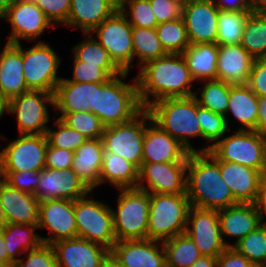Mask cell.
I'll list each match as a JSON object with an SVG mask.
<instances>
[{"mask_svg": "<svg viewBox=\"0 0 266 267\" xmlns=\"http://www.w3.org/2000/svg\"><path fill=\"white\" fill-rule=\"evenodd\" d=\"M0 138H4V139H6L5 136H3V135H1V134H0ZM0 147H1V146H0ZM0 169H1V151H0Z\"/></svg>", "mask_w": 266, "mask_h": 267, "instance_id": "67", "label": "cell"}, {"mask_svg": "<svg viewBox=\"0 0 266 267\" xmlns=\"http://www.w3.org/2000/svg\"><path fill=\"white\" fill-rule=\"evenodd\" d=\"M204 86L200 97H197L198 91H195L194 96L198 104L214 113L226 115L228 101L230 95V84L224 83L221 80H204Z\"/></svg>", "mask_w": 266, "mask_h": 267, "instance_id": "39", "label": "cell"}, {"mask_svg": "<svg viewBox=\"0 0 266 267\" xmlns=\"http://www.w3.org/2000/svg\"><path fill=\"white\" fill-rule=\"evenodd\" d=\"M258 205L266 214V164L259 171V198Z\"/></svg>", "mask_w": 266, "mask_h": 267, "instance_id": "56", "label": "cell"}, {"mask_svg": "<svg viewBox=\"0 0 266 267\" xmlns=\"http://www.w3.org/2000/svg\"><path fill=\"white\" fill-rule=\"evenodd\" d=\"M223 136L210 148L220 161L238 163L258 171L266 164V136L259 131L238 130Z\"/></svg>", "mask_w": 266, "mask_h": 267, "instance_id": "7", "label": "cell"}, {"mask_svg": "<svg viewBox=\"0 0 266 267\" xmlns=\"http://www.w3.org/2000/svg\"><path fill=\"white\" fill-rule=\"evenodd\" d=\"M198 121L201 126L202 138L210 143L207 147L199 149L198 152H208L217 141H219L226 132L231 129L227 125L224 115L214 113L209 109L203 108L198 104Z\"/></svg>", "mask_w": 266, "mask_h": 267, "instance_id": "43", "label": "cell"}, {"mask_svg": "<svg viewBox=\"0 0 266 267\" xmlns=\"http://www.w3.org/2000/svg\"><path fill=\"white\" fill-rule=\"evenodd\" d=\"M128 74L122 72L107 83H96L95 115L105 127L128 122L144 109L139 100L136 77L133 84L123 81Z\"/></svg>", "mask_w": 266, "mask_h": 267, "instance_id": "3", "label": "cell"}, {"mask_svg": "<svg viewBox=\"0 0 266 267\" xmlns=\"http://www.w3.org/2000/svg\"><path fill=\"white\" fill-rule=\"evenodd\" d=\"M187 162L142 163L137 188L148 193H186ZM147 184V185H146Z\"/></svg>", "mask_w": 266, "mask_h": 267, "instance_id": "14", "label": "cell"}, {"mask_svg": "<svg viewBox=\"0 0 266 267\" xmlns=\"http://www.w3.org/2000/svg\"><path fill=\"white\" fill-rule=\"evenodd\" d=\"M194 81L216 80L218 45L190 44L182 53Z\"/></svg>", "mask_w": 266, "mask_h": 267, "instance_id": "33", "label": "cell"}, {"mask_svg": "<svg viewBox=\"0 0 266 267\" xmlns=\"http://www.w3.org/2000/svg\"><path fill=\"white\" fill-rule=\"evenodd\" d=\"M83 35V41L72 48L73 58L86 64L98 65L100 68H119L91 33Z\"/></svg>", "mask_w": 266, "mask_h": 267, "instance_id": "41", "label": "cell"}, {"mask_svg": "<svg viewBox=\"0 0 266 267\" xmlns=\"http://www.w3.org/2000/svg\"><path fill=\"white\" fill-rule=\"evenodd\" d=\"M252 11L219 10L217 45L241 44L246 20Z\"/></svg>", "mask_w": 266, "mask_h": 267, "instance_id": "38", "label": "cell"}, {"mask_svg": "<svg viewBox=\"0 0 266 267\" xmlns=\"http://www.w3.org/2000/svg\"><path fill=\"white\" fill-rule=\"evenodd\" d=\"M51 246L58 267H101L110 256L105 246L81 237L62 239Z\"/></svg>", "mask_w": 266, "mask_h": 267, "instance_id": "21", "label": "cell"}, {"mask_svg": "<svg viewBox=\"0 0 266 267\" xmlns=\"http://www.w3.org/2000/svg\"><path fill=\"white\" fill-rule=\"evenodd\" d=\"M104 144L102 138L87 139L74 151L71 169L93 191L100 185Z\"/></svg>", "mask_w": 266, "mask_h": 267, "instance_id": "30", "label": "cell"}, {"mask_svg": "<svg viewBox=\"0 0 266 267\" xmlns=\"http://www.w3.org/2000/svg\"><path fill=\"white\" fill-rule=\"evenodd\" d=\"M117 9L119 3L116 0H71L64 26L79 27L82 33H91Z\"/></svg>", "mask_w": 266, "mask_h": 267, "instance_id": "29", "label": "cell"}, {"mask_svg": "<svg viewBox=\"0 0 266 267\" xmlns=\"http://www.w3.org/2000/svg\"><path fill=\"white\" fill-rule=\"evenodd\" d=\"M48 229L49 237L41 236L42 242L52 245L62 239L78 237L74 214V201L48 199L39 204L38 229Z\"/></svg>", "mask_w": 266, "mask_h": 267, "instance_id": "15", "label": "cell"}, {"mask_svg": "<svg viewBox=\"0 0 266 267\" xmlns=\"http://www.w3.org/2000/svg\"><path fill=\"white\" fill-rule=\"evenodd\" d=\"M251 7L254 12L266 15V0H251Z\"/></svg>", "mask_w": 266, "mask_h": 267, "instance_id": "60", "label": "cell"}, {"mask_svg": "<svg viewBox=\"0 0 266 267\" xmlns=\"http://www.w3.org/2000/svg\"><path fill=\"white\" fill-rule=\"evenodd\" d=\"M7 247L5 246V241L3 237L2 229H0V261L11 264L13 267L15 263L9 258Z\"/></svg>", "mask_w": 266, "mask_h": 267, "instance_id": "59", "label": "cell"}, {"mask_svg": "<svg viewBox=\"0 0 266 267\" xmlns=\"http://www.w3.org/2000/svg\"><path fill=\"white\" fill-rule=\"evenodd\" d=\"M58 118L68 127L76 130L87 139L102 138L105 126L91 111L61 113Z\"/></svg>", "mask_w": 266, "mask_h": 267, "instance_id": "44", "label": "cell"}, {"mask_svg": "<svg viewBox=\"0 0 266 267\" xmlns=\"http://www.w3.org/2000/svg\"><path fill=\"white\" fill-rule=\"evenodd\" d=\"M157 23H164L182 17L181 0H149Z\"/></svg>", "mask_w": 266, "mask_h": 267, "instance_id": "51", "label": "cell"}, {"mask_svg": "<svg viewBox=\"0 0 266 267\" xmlns=\"http://www.w3.org/2000/svg\"><path fill=\"white\" fill-rule=\"evenodd\" d=\"M8 112V100L0 95V119Z\"/></svg>", "mask_w": 266, "mask_h": 267, "instance_id": "62", "label": "cell"}, {"mask_svg": "<svg viewBox=\"0 0 266 267\" xmlns=\"http://www.w3.org/2000/svg\"><path fill=\"white\" fill-rule=\"evenodd\" d=\"M0 178L20 191L34 194L40 181V171H0Z\"/></svg>", "mask_w": 266, "mask_h": 267, "instance_id": "49", "label": "cell"}, {"mask_svg": "<svg viewBox=\"0 0 266 267\" xmlns=\"http://www.w3.org/2000/svg\"><path fill=\"white\" fill-rule=\"evenodd\" d=\"M74 200V214L78 237L99 243L109 250L117 242L113 230L112 211L109 205L89 196Z\"/></svg>", "mask_w": 266, "mask_h": 267, "instance_id": "8", "label": "cell"}, {"mask_svg": "<svg viewBox=\"0 0 266 267\" xmlns=\"http://www.w3.org/2000/svg\"><path fill=\"white\" fill-rule=\"evenodd\" d=\"M117 190L120 191L117 210L111 209L117 242L147 239L150 193L138 188Z\"/></svg>", "mask_w": 266, "mask_h": 267, "instance_id": "6", "label": "cell"}, {"mask_svg": "<svg viewBox=\"0 0 266 267\" xmlns=\"http://www.w3.org/2000/svg\"><path fill=\"white\" fill-rule=\"evenodd\" d=\"M259 97L246 85H230L228 108L226 110V121L228 114H232L242 127L238 130L257 131Z\"/></svg>", "mask_w": 266, "mask_h": 267, "instance_id": "31", "label": "cell"}, {"mask_svg": "<svg viewBox=\"0 0 266 267\" xmlns=\"http://www.w3.org/2000/svg\"><path fill=\"white\" fill-rule=\"evenodd\" d=\"M151 121L150 113L144 108L128 122L105 127L102 135L104 148L122 156L140 169L146 126Z\"/></svg>", "mask_w": 266, "mask_h": 267, "instance_id": "9", "label": "cell"}, {"mask_svg": "<svg viewBox=\"0 0 266 267\" xmlns=\"http://www.w3.org/2000/svg\"><path fill=\"white\" fill-rule=\"evenodd\" d=\"M202 255L218 257L227 246L221 236L219 214L216 210L190 207L186 231Z\"/></svg>", "mask_w": 266, "mask_h": 267, "instance_id": "16", "label": "cell"}, {"mask_svg": "<svg viewBox=\"0 0 266 267\" xmlns=\"http://www.w3.org/2000/svg\"><path fill=\"white\" fill-rule=\"evenodd\" d=\"M74 152L67 149L52 147L48 144L45 157V168L69 169L72 166Z\"/></svg>", "mask_w": 266, "mask_h": 267, "instance_id": "52", "label": "cell"}, {"mask_svg": "<svg viewBox=\"0 0 266 267\" xmlns=\"http://www.w3.org/2000/svg\"><path fill=\"white\" fill-rule=\"evenodd\" d=\"M38 224L7 223L3 229V237L9 258L16 263L20 256L30 250L36 249L43 242L41 235L35 233Z\"/></svg>", "mask_w": 266, "mask_h": 267, "instance_id": "34", "label": "cell"}, {"mask_svg": "<svg viewBox=\"0 0 266 267\" xmlns=\"http://www.w3.org/2000/svg\"><path fill=\"white\" fill-rule=\"evenodd\" d=\"M110 256L122 267H166L162 241L148 238L118 241Z\"/></svg>", "mask_w": 266, "mask_h": 267, "instance_id": "19", "label": "cell"}, {"mask_svg": "<svg viewBox=\"0 0 266 267\" xmlns=\"http://www.w3.org/2000/svg\"><path fill=\"white\" fill-rule=\"evenodd\" d=\"M241 46L254 58H266V15L252 11L244 27Z\"/></svg>", "mask_w": 266, "mask_h": 267, "instance_id": "37", "label": "cell"}, {"mask_svg": "<svg viewBox=\"0 0 266 267\" xmlns=\"http://www.w3.org/2000/svg\"><path fill=\"white\" fill-rule=\"evenodd\" d=\"M7 224L6 218L4 216V212L0 203V229H3V227Z\"/></svg>", "mask_w": 266, "mask_h": 267, "instance_id": "64", "label": "cell"}, {"mask_svg": "<svg viewBox=\"0 0 266 267\" xmlns=\"http://www.w3.org/2000/svg\"><path fill=\"white\" fill-rule=\"evenodd\" d=\"M54 107V93L29 90L8 101V113L15 114L19 134H46L50 120L48 105Z\"/></svg>", "mask_w": 266, "mask_h": 267, "instance_id": "12", "label": "cell"}, {"mask_svg": "<svg viewBox=\"0 0 266 267\" xmlns=\"http://www.w3.org/2000/svg\"><path fill=\"white\" fill-rule=\"evenodd\" d=\"M11 4V0H0V19L4 18Z\"/></svg>", "mask_w": 266, "mask_h": 267, "instance_id": "61", "label": "cell"}, {"mask_svg": "<svg viewBox=\"0 0 266 267\" xmlns=\"http://www.w3.org/2000/svg\"><path fill=\"white\" fill-rule=\"evenodd\" d=\"M62 59L44 41H38L28 50L23 49V74L29 90L54 93L62 77L58 68Z\"/></svg>", "mask_w": 266, "mask_h": 267, "instance_id": "10", "label": "cell"}, {"mask_svg": "<svg viewBox=\"0 0 266 267\" xmlns=\"http://www.w3.org/2000/svg\"><path fill=\"white\" fill-rule=\"evenodd\" d=\"M152 121L177 139L189 152H197L188 138L202 137L195 96L165 98L148 108Z\"/></svg>", "mask_w": 266, "mask_h": 267, "instance_id": "4", "label": "cell"}, {"mask_svg": "<svg viewBox=\"0 0 266 267\" xmlns=\"http://www.w3.org/2000/svg\"><path fill=\"white\" fill-rule=\"evenodd\" d=\"M31 3L33 0H11V3Z\"/></svg>", "mask_w": 266, "mask_h": 267, "instance_id": "65", "label": "cell"}, {"mask_svg": "<svg viewBox=\"0 0 266 267\" xmlns=\"http://www.w3.org/2000/svg\"><path fill=\"white\" fill-rule=\"evenodd\" d=\"M139 169L113 151L103 150V161L100 173V185L110 183L114 188H137Z\"/></svg>", "mask_w": 266, "mask_h": 267, "instance_id": "32", "label": "cell"}, {"mask_svg": "<svg viewBox=\"0 0 266 267\" xmlns=\"http://www.w3.org/2000/svg\"><path fill=\"white\" fill-rule=\"evenodd\" d=\"M254 58L241 46L218 45L217 80L230 85H246Z\"/></svg>", "mask_w": 266, "mask_h": 267, "instance_id": "26", "label": "cell"}, {"mask_svg": "<svg viewBox=\"0 0 266 267\" xmlns=\"http://www.w3.org/2000/svg\"><path fill=\"white\" fill-rule=\"evenodd\" d=\"M119 10L132 27L156 28L158 25L149 0H122Z\"/></svg>", "mask_w": 266, "mask_h": 267, "instance_id": "45", "label": "cell"}, {"mask_svg": "<svg viewBox=\"0 0 266 267\" xmlns=\"http://www.w3.org/2000/svg\"><path fill=\"white\" fill-rule=\"evenodd\" d=\"M96 83L71 82L62 78L54 92V108L59 113L91 111L95 114Z\"/></svg>", "mask_w": 266, "mask_h": 267, "instance_id": "28", "label": "cell"}, {"mask_svg": "<svg viewBox=\"0 0 266 267\" xmlns=\"http://www.w3.org/2000/svg\"><path fill=\"white\" fill-rule=\"evenodd\" d=\"M3 19L12 26L7 39L10 44H18L20 40H35L45 29L54 27L35 2L12 3Z\"/></svg>", "mask_w": 266, "mask_h": 267, "instance_id": "20", "label": "cell"}, {"mask_svg": "<svg viewBox=\"0 0 266 267\" xmlns=\"http://www.w3.org/2000/svg\"><path fill=\"white\" fill-rule=\"evenodd\" d=\"M233 248L255 266L266 265V221L237 242Z\"/></svg>", "mask_w": 266, "mask_h": 267, "instance_id": "42", "label": "cell"}, {"mask_svg": "<svg viewBox=\"0 0 266 267\" xmlns=\"http://www.w3.org/2000/svg\"><path fill=\"white\" fill-rule=\"evenodd\" d=\"M54 124L56 129L52 130V128H48L46 132L48 144L52 147L67 149L74 152L87 140L85 136L68 127L59 118L54 121Z\"/></svg>", "mask_w": 266, "mask_h": 267, "instance_id": "47", "label": "cell"}, {"mask_svg": "<svg viewBox=\"0 0 266 267\" xmlns=\"http://www.w3.org/2000/svg\"><path fill=\"white\" fill-rule=\"evenodd\" d=\"M255 267H266V265H257Z\"/></svg>", "mask_w": 266, "mask_h": 267, "instance_id": "68", "label": "cell"}, {"mask_svg": "<svg viewBox=\"0 0 266 267\" xmlns=\"http://www.w3.org/2000/svg\"><path fill=\"white\" fill-rule=\"evenodd\" d=\"M216 267H255L235 248L227 247L218 257Z\"/></svg>", "mask_w": 266, "mask_h": 267, "instance_id": "54", "label": "cell"}, {"mask_svg": "<svg viewBox=\"0 0 266 267\" xmlns=\"http://www.w3.org/2000/svg\"><path fill=\"white\" fill-rule=\"evenodd\" d=\"M73 60V77L67 79L71 82L107 83L123 72L120 68H100L98 65L86 64L75 58Z\"/></svg>", "mask_w": 266, "mask_h": 267, "instance_id": "46", "label": "cell"}, {"mask_svg": "<svg viewBox=\"0 0 266 267\" xmlns=\"http://www.w3.org/2000/svg\"><path fill=\"white\" fill-rule=\"evenodd\" d=\"M247 85L258 97H266V58L254 59Z\"/></svg>", "mask_w": 266, "mask_h": 267, "instance_id": "53", "label": "cell"}, {"mask_svg": "<svg viewBox=\"0 0 266 267\" xmlns=\"http://www.w3.org/2000/svg\"><path fill=\"white\" fill-rule=\"evenodd\" d=\"M190 152L151 121L146 126L142 163L187 162Z\"/></svg>", "mask_w": 266, "mask_h": 267, "instance_id": "23", "label": "cell"}, {"mask_svg": "<svg viewBox=\"0 0 266 267\" xmlns=\"http://www.w3.org/2000/svg\"><path fill=\"white\" fill-rule=\"evenodd\" d=\"M220 10L225 11H253L251 0H214Z\"/></svg>", "mask_w": 266, "mask_h": 267, "instance_id": "55", "label": "cell"}, {"mask_svg": "<svg viewBox=\"0 0 266 267\" xmlns=\"http://www.w3.org/2000/svg\"><path fill=\"white\" fill-rule=\"evenodd\" d=\"M190 207L186 193H150L147 238L165 241L184 233Z\"/></svg>", "mask_w": 266, "mask_h": 267, "instance_id": "5", "label": "cell"}, {"mask_svg": "<svg viewBox=\"0 0 266 267\" xmlns=\"http://www.w3.org/2000/svg\"><path fill=\"white\" fill-rule=\"evenodd\" d=\"M219 10L214 0L183 2L182 18L190 44L216 43Z\"/></svg>", "mask_w": 266, "mask_h": 267, "instance_id": "17", "label": "cell"}, {"mask_svg": "<svg viewBox=\"0 0 266 267\" xmlns=\"http://www.w3.org/2000/svg\"><path fill=\"white\" fill-rule=\"evenodd\" d=\"M0 203L7 223L38 224L40 201L0 178Z\"/></svg>", "mask_w": 266, "mask_h": 267, "instance_id": "25", "label": "cell"}, {"mask_svg": "<svg viewBox=\"0 0 266 267\" xmlns=\"http://www.w3.org/2000/svg\"><path fill=\"white\" fill-rule=\"evenodd\" d=\"M46 134H19L1 151L0 171H40L45 168Z\"/></svg>", "mask_w": 266, "mask_h": 267, "instance_id": "13", "label": "cell"}, {"mask_svg": "<svg viewBox=\"0 0 266 267\" xmlns=\"http://www.w3.org/2000/svg\"><path fill=\"white\" fill-rule=\"evenodd\" d=\"M101 267H122L118 266V264L109 256L106 261L101 265Z\"/></svg>", "mask_w": 266, "mask_h": 267, "instance_id": "63", "label": "cell"}, {"mask_svg": "<svg viewBox=\"0 0 266 267\" xmlns=\"http://www.w3.org/2000/svg\"><path fill=\"white\" fill-rule=\"evenodd\" d=\"M208 153L217 161L222 179L230 188L238 203L258 204L259 171L238 163L218 160L210 151Z\"/></svg>", "mask_w": 266, "mask_h": 267, "instance_id": "24", "label": "cell"}, {"mask_svg": "<svg viewBox=\"0 0 266 267\" xmlns=\"http://www.w3.org/2000/svg\"><path fill=\"white\" fill-rule=\"evenodd\" d=\"M139 71L136 80L143 108L161 99L189 97L195 93L192 90L194 80L182 54L168 53L146 62Z\"/></svg>", "mask_w": 266, "mask_h": 267, "instance_id": "1", "label": "cell"}, {"mask_svg": "<svg viewBox=\"0 0 266 267\" xmlns=\"http://www.w3.org/2000/svg\"><path fill=\"white\" fill-rule=\"evenodd\" d=\"M26 255L27 260L19 258L14 267H58L55 252L49 244L42 243Z\"/></svg>", "mask_w": 266, "mask_h": 267, "instance_id": "48", "label": "cell"}, {"mask_svg": "<svg viewBox=\"0 0 266 267\" xmlns=\"http://www.w3.org/2000/svg\"><path fill=\"white\" fill-rule=\"evenodd\" d=\"M132 44L133 61L137 57L140 67L168 54L161 45L156 28L132 27Z\"/></svg>", "mask_w": 266, "mask_h": 267, "instance_id": "36", "label": "cell"}, {"mask_svg": "<svg viewBox=\"0 0 266 267\" xmlns=\"http://www.w3.org/2000/svg\"><path fill=\"white\" fill-rule=\"evenodd\" d=\"M108 52L110 58L123 71L129 72L133 62L132 26L125 15L117 9L91 34Z\"/></svg>", "mask_w": 266, "mask_h": 267, "instance_id": "11", "label": "cell"}, {"mask_svg": "<svg viewBox=\"0 0 266 267\" xmlns=\"http://www.w3.org/2000/svg\"><path fill=\"white\" fill-rule=\"evenodd\" d=\"M166 267H191L202 256L187 233L162 241Z\"/></svg>", "mask_w": 266, "mask_h": 267, "instance_id": "35", "label": "cell"}, {"mask_svg": "<svg viewBox=\"0 0 266 267\" xmlns=\"http://www.w3.org/2000/svg\"><path fill=\"white\" fill-rule=\"evenodd\" d=\"M217 257L202 255L191 267H216Z\"/></svg>", "mask_w": 266, "mask_h": 267, "instance_id": "58", "label": "cell"}, {"mask_svg": "<svg viewBox=\"0 0 266 267\" xmlns=\"http://www.w3.org/2000/svg\"><path fill=\"white\" fill-rule=\"evenodd\" d=\"M221 236L227 247H233L265 220V212L258 204L238 203L218 211ZM234 237L230 244L223 237Z\"/></svg>", "mask_w": 266, "mask_h": 267, "instance_id": "22", "label": "cell"}, {"mask_svg": "<svg viewBox=\"0 0 266 267\" xmlns=\"http://www.w3.org/2000/svg\"><path fill=\"white\" fill-rule=\"evenodd\" d=\"M45 16L56 26L67 22L71 0H33Z\"/></svg>", "mask_w": 266, "mask_h": 267, "instance_id": "50", "label": "cell"}, {"mask_svg": "<svg viewBox=\"0 0 266 267\" xmlns=\"http://www.w3.org/2000/svg\"><path fill=\"white\" fill-rule=\"evenodd\" d=\"M92 190L71 169L40 170V181L34 196L41 202L48 199L77 200Z\"/></svg>", "mask_w": 266, "mask_h": 267, "instance_id": "18", "label": "cell"}, {"mask_svg": "<svg viewBox=\"0 0 266 267\" xmlns=\"http://www.w3.org/2000/svg\"><path fill=\"white\" fill-rule=\"evenodd\" d=\"M0 267H13V266L9 263H5L3 261H0Z\"/></svg>", "mask_w": 266, "mask_h": 267, "instance_id": "66", "label": "cell"}, {"mask_svg": "<svg viewBox=\"0 0 266 267\" xmlns=\"http://www.w3.org/2000/svg\"><path fill=\"white\" fill-rule=\"evenodd\" d=\"M157 36L167 53L182 54L190 45L182 17L156 26Z\"/></svg>", "mask_w": 266, "mask_h": 267, "instance_id": "40", "label": "cell"}, {"mask_svg": "<svg viewBox=\"0 0 266 267\" xmlns=\"http://www.w3.org/2000/svg\"><path fill=\"white\" fill-rule=\"evenodd\" d=\"M257 131L266 134V97H259Z\"/></svg>", "mask_w": 266, "mask_h": 267, "instance_id": "57", "label": "cell"}, {"mask_svg": "<svg viewBox=\"0 0 266 267\" xmlns=\"http://www.w3.org/2000/svg\"><path fill=\"white\" fill-rule=\"evenodd\" d=\"M29 91L23 74V48L18 44L5 43L0 52V95L8 101Z\"/></svg>", "mask_w": 266, "mask_h": 267, "instance_id": "27", "label": "cell"}, {"mask_svg": "<svg viewBox=\"0 0 266 267\" xmlns=\"http://www.w3.org/2000/svg\"><path fill=\"white\" fill-rule=\"evenodd\" d=\"M186 194L190 205L200 209L219 211L238 204L208 152L188 154Z\"/></svg>", "mask_w": 266, "mask_h": 267, "instance_id": "2", "label": "cell"}]
</instances>
